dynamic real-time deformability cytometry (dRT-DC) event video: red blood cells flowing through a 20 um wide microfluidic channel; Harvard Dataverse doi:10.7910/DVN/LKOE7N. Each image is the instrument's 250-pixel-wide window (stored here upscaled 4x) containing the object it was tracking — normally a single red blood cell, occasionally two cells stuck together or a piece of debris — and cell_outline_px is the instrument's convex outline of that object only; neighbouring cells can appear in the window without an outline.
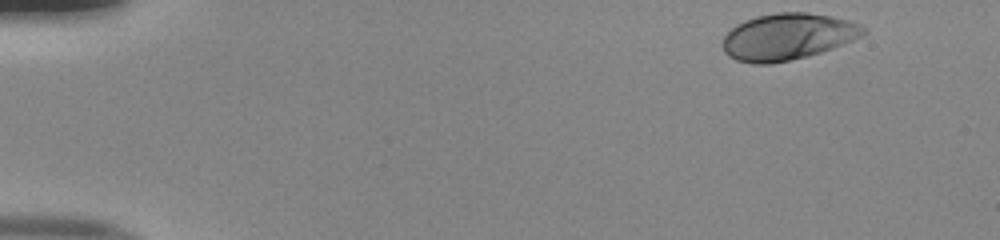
{"species": "human", "species_latin": "Homo sapiens", "temperature_condition": "room temperature", "stored_images_in_passage": 47, "camera_frame_rate_fps": 3000, "um_per_image_px": 0.085, "donor": {"sex": "male"}, "frame": {"image": 1, "passage_image": 1, "time_ms": 0.0, "image_size_px": [1000, 240], "cell_outline_px": [[868, 32], [852, 40], [832, 48], [808, 56], [772, 64], [752, 64], [736, 60], [728, 56], [724, 52], [724, 36], [736, 24], [756, 16], [776, 12], [804, 12], [832, 16], [848, 20], [860, 24], [868, 28]], "centroid_in_image_um": [66.96, 3.11], "position_along_channel_um": 18.0, "area_um2": 38.21}}
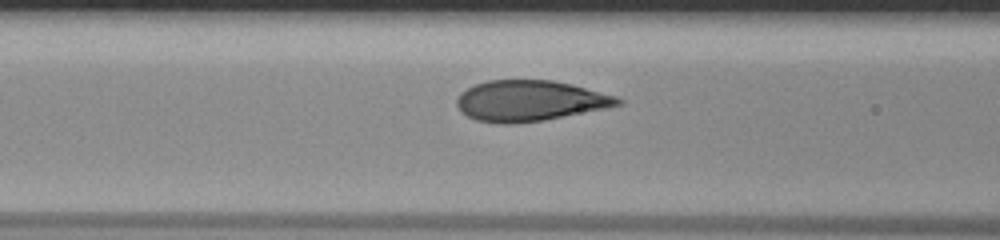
{"frame": {"image": 2, "passage_image": 18, "time_ms": 5.667, "image_size_px": [1000, 240], "cell_outline_px": [[624, 104], [544, 120], [516, 124], [496, 124], [476, 120], [460, 112], [456, 104], [456, 100], [460, 92], [476, 84], [488, 80], [552, 80], [572, 84], [616, 96], [624, 100]], "centroid_in_image_um": [45.01, 8.57], "position_along_channel_um": 121.6, "area_um2": 38.32}}
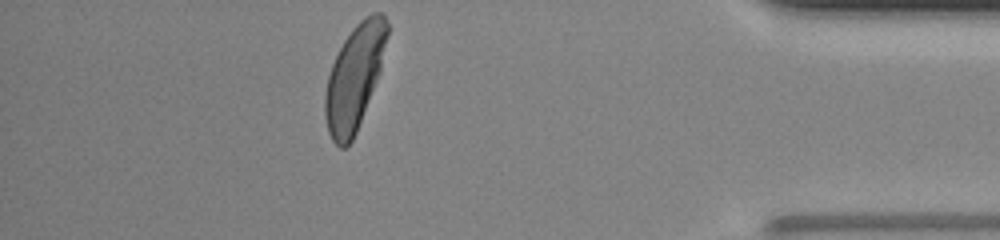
{"frame": {"image": 3, "passage_image": 42, "time_ms": 13.667, "image_size_px": [1000, 240], "cell_outline_px": [[388, 32], [380, 72], [356, 132], [352, 140], [344, 148], [340, 148], [332, 140], [328, 132], [324, 116], [324, 92], [328, 76], [332, 64], [344, 40], [352, 28], [364, 16], [372, 12], [380, 12], [384, 16], [388, 24]], "centroid_in_image_um": [30.11, 6.57], "position_along_channel_um": 405.1, "area_um2": 37.74}, "authors_computed_cell_mechanics": {"area_um2": 37.9746, "velocity_mm_per_s": 4.0034, "shape_relaxation_time_tau1_ms": 2.4289, "shape_relaxation_time_tau2_ms": null, "deformation_change_tau1": 0.1779, "deformation_change_tau2": null}}